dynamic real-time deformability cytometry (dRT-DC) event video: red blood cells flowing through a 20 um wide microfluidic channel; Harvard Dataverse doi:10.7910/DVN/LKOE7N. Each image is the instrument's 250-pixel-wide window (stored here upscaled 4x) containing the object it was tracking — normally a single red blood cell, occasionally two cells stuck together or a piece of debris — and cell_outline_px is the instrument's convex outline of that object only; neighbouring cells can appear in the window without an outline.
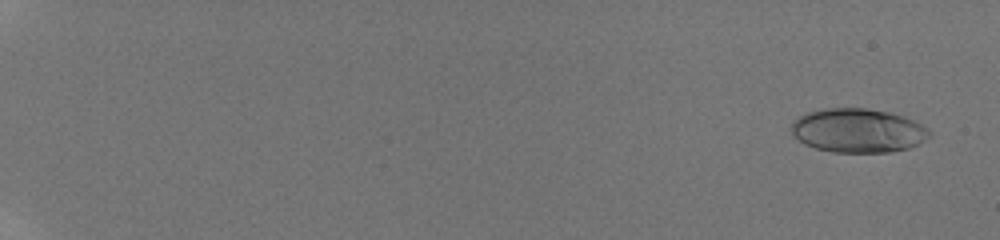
{"species": "human", "species_latin": "Homo sapiens", "temperature_condition": "room temperature", "stored_images_in_passage": 57, "camera_frame_rate_fps": 3000, "um_per_image_px": 0.085, "donor": {"sex": "male"}, "frame": {"image": 1, "passage_image": 3, "time_ms": 0.667, "image_size_px": [1000, 240], "cell_outline_px": [[932, 136], [908, 148], [892, 152], [832, 152], [816, 148], [804, 144], [792, 132], [792, 124], [800, 116], [808, 112], [824, 108], [868, 108], [888, 112], [904, 116], [928, 128], [932, 132]], "centroid_in_image_um": [72.96, 11.09], "position_along_channel_um": 12.0, "area_um2": 35.26}}
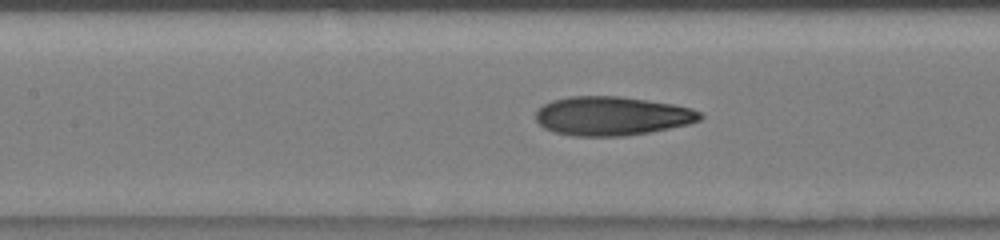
{"frame": {"image": 2, "passage_image": 31, "time_ms": 10.0, "image_size_px": [1000, 240], "cell_outline_px": [[704, 116], [700, 120], [688, 124], [648, 132], [624, 136], [572, 136], [556, 132], [544, 128], [536, 120], [536, 112], [544, 104], [552, 100], [568, 96], [620, 96], [672, 104], [692, 108], [700, 112]], "centroid_in_image_um": [52.0, 9.85], "position_along_channel_um": 155.4, "area_um2": 37.17}}
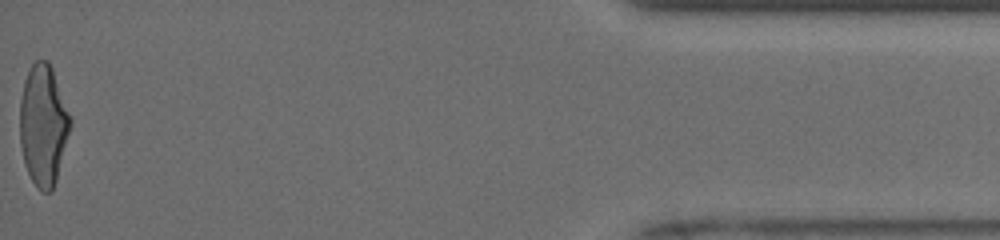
{"frame": {"image": 3, "passage_image": 57, "time_ms": 18.667, "image_size_px": [1000, 240], "cell_outline_px": [[72, 124], [56, 180], [52, 188], [48, 192], [44, 192], [32, 180], [28, 172], [24, 160], [20, 144], [20, 100], [24, 80], [28, 68], [36, 60], [48, 60], [52, 68], [72, 116]], "centroid_in_image_um": [3.69, 10.57], "position_along_channel_um": 431.5, "area_um2": 35.55}, "authors_computed_cell_mechanics": {"area_um2": 35.547, "velocity_mm_per_s": 3.9644, "shape_relaxation_time_tau1_ms": 10.2999, "shape_relaxation_time_tau2_ms": 1.1669, "deformation_change_tau1": 0.3085, "deformation_change_tau2": 0.0877}}